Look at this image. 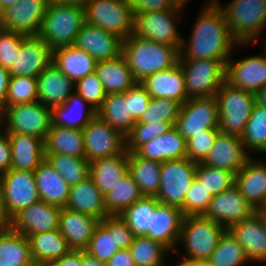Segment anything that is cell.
<instances>
[{
	"label": "cell",
	"mask_w": 266,
	"mask_h": 266,
	"mask_svg": "<svg viewBox=\"0 0 266 266\" xmlns=\"http://www.w3.org/2000/svg\"><path fill=\"white\" fill-rule=\"evenodd\" d=\"M260 212L264 215L266 218V205L260 210Z\"/></svg>",
	"instance_id": "34e18365"
},
{
	"label": "cell",
	"mask_w": 266,
	"mask_h": 266,
	"mask_svg": "<svg viewBox=\"0 0 266 266\" xmlns=\"http://www.w3.org/2000/svg\"><path fill=\"white\" fill-rule=\"evenodd\" d=\"M241 140L245 150L266 154V107L255 103Z\"/></svg>",
	"instance_id": "bcb514c9"
},
{
	"label": "cell",
	"mask_w": 266,
	"mask_h": 266,
	"mask_svg": "<svg viewBox=\"0 0 266 266\" xmlns=\"http://www.w3.org/2000/svg\"><path fill=\"white\" fill-rule=\"evenodd\" d=\"M160 204L154 196H143L126 208L119 216L132 230L135 237L145 236L151 229V211Z\"/></svg>",
	"instance_id": "7bdbcfd3"
},
{
	"label": "cell",
	"mask_w": 266,
	"mask_h": 266,
	"mask_svg": "<svg viewBox=\"0 0 266 266\" xmlns=\"http://www.w3.org/2000/svg\"><path fill=\"white\" fill-rule=\"evenodd\" d=\"M187 141L173 126L159 137L144 143L135 153L147 160L164 162L186 157Z\"/></svg>",
	"instance_id": "f546056e"
},
{
	"label": "cell",
	"mask_w": 266,
	"mask_h": 266,
	"mask_svg": "<svg viewBox=\"0 0 266 266\" xmlns=\"http://www.w3.org/2000/svg\"><path fill=\"white\" fill-rule=\"evenodd\" d=\"M184 217L180 208L160 203L155 211H151V229L145 236L177 253L175 246L179 242Z\"/></svg>",
	"instance_id": "cb8c5ba5"
},
{
	"label": "cell",
	"mask_w": 266,
	"mask_h": 266,
	"mask_svg": "<svg viewBox=\"0 0 266 266\" xmlns=\"http://www.w3.org/2000/svg\"><path fill=\"white\" fill-rule=\"evenodd\" d=\"M74 46L84 50L97 62L122 54V39L102 28L85 23L77 34Z\"/></svg>",
	"instance_id": "603a6c76"
},
{
	"label": "cell",
	"mask_w": 266,
	"mask_h": 266,
	"mask_svg": "<svg viewBox=\"0 0 266 266\" xmlns=\"http://www.w3.org/2000/svg\"><path fill=\"white\" fill-rule=\"evenodd\" d=\"M35 184L41 201L64 208L70 186L45 159L34 171Z\"/></svg>",
	"instance_id": "e575fe53"
},
{
	"label": "cell",
	"mask_w": 266,
	"mask_h": 266,
	"mask_svg": "<svg viewBox=\"0 0 266 266\" xmlns=\"http://www.w3.org/2000/svg\"><path fill=\"white\" fill-rule=\"evenodd\" d=\"M55 263L58 266H82V250H70Z\"/></svg>",
	"instance_id": "be15d7a7"
},
{
	"label": "cell",
	"mask_w": 266,
	"mask_h": 266,
	"mask_svg": "<svg viewBox=\"0 0 266 266\" xmlns=\"http://www.w3.org/2000/svg\"><path fill=\"white\" fill-rule=\"evenodd\" d=\"M256 210L246 201L234 184L232 187L213 196L204 216L227 230L234 224L248 219Z\"/></svg>",
	"instance_id": "e0dca14e"
},
{
	"label": "cell",
	"mask_w": 266,
	"mask_h": 266,
	"mask_svg": "<svg viewBox=\"0 0 266 266\" xmlns=\"http://www.w3.org/2000/svg\"><path fill=\"white\" fill-rule=\"evenodd\" d=\"M228 231L243 247L250 262L266 261V218L260 211L232 225Z\"/></svg>",
	"instance_id": "44dd1931"
},
{
	"label": "cell",
	"mask_w": 266,
	"mask_h": 266,
	"mask_svg": "<svg viewBox=\"0 0 266 266\" xmlns=\"http://www.w3.org/2000/svg\"><path fill=\"white\" fill-rule=\"evenodd\" d=\"M106 266H136L129 249L118 250L107 262Z\"/></svg>",
	"instance_id": "94428289"
},
{
	"label": "cell",
	"mask_w": 266,
	"mask_h": 266,
	"mask_svg": "<svg viewBox=\"0 0 266 266\" xmlns=\"http://www.w3.org/2000/svg\"><path fill=\"white\" fill-rule=\"evenodd\" d=\"M129 173L139 186L143 196H156L159 191L161 162L128 153Z\"/></svg>",
	"instance_id": "60d3db41"
},
{
	"label": "cell",
	"mask_w": 266,
	"mask_h": 266,
	"mask_svg": "<svg viewBox=\"0 0 266 266\" xmlns=\"http://www.w3.org/2000/svg\"><path fill=\"white\" fill-rule=\"evenodd\" d=\"M86 23L85 7L78 4H48L39 37L52 50L73 46Z\"/></svg>",
	"instance_id": "3957f363"
},
{
	"label": "cell",
	"mask_w": 266,
	"mask_h": 266,
	"mask_svg": "<svg viewBox=\"0 0 266 266\" xmlns=\"http://www.w3.org/2000/svg\"><path fill=\"white\" fill-rule=\"evenodd\" d=\"M38 266H58L55 262L42 263Z\"/></svg>",
	"instance_id": "753ad0ef"
},
{
	"label": "cell",
	"mask_w": 266,
	"mask_h": 266,
	"mask_svg": "<svg viewBox=\"0 0 266 266\" xmlns=\"http://www.w3.org/2000/svg\"><path fill=\"white\" fill-rule=\"evenodd\" d=\"M10 76L11 75L9 73V70L5 69L0 65V112L6 106V97H7Z\"/></svg>",
	"instance_id": "6125c7cd"
},
{
	"label": "cell",
	"mask_w": 266,
	"mask_h": 266,
	"mask_svg": "<svg viewBox=\"0 0 266 266\" xmlns=\"http://www.w3.org/2000/svg\"><path fill=\"white\" fill-rule=\"evenodd\" d=\"M1 126L2 125L0 124V175L11 169L12 158L8 133L3 130Z\"/></svg>",
	"instance_id": "91938a15"
},
{
	"label": "cell",
	"mask_w": 266,
	"mask_h": 266,
	"mask_svg": "<svg viewBox=\"0 0 266 266\" xmlns=\"http://www.w3.org/2000/svg\"><path fill=\"white\" fill-rule=\"evenodd\" d=\"M10 224V218L4 206L3 193L0 184V227L8 228Z\"/></svg>",
	"instance_id": "e7e4bbea"
},
{
	"label": "cell",
	"mask_w": 266,
	"mask_h": 266,
	"mask_svg": "<svg viewBox=\"0 0 266 266\" xmlns=\"http://www.w3.org/2000/svg\"><path fill=\"white\" fill-rule=\"evenodd\" d=\"M220 133L218 128L205 130V133L195 134L188 138L186 158L189 160L200 163L208 156L211 147Z\"/></svg>",
	"instance_id": "f5cc1de1"
},
{
	"label": "cell",
	"mask_w": 266,
	"mask_h": 266,
	"mask_svg": "<svg viewBox=\"0 0 266 266\" xmlns=\"http://www.w3.org/2000/svg\"><path fill=\"white\" fill-rule=\"evenodd\" d=\"M184 266H214V265H212L208 260H203V261L191 262L185 264Z\"/></svg>",
	"instance_id": "2644e50d"
},
{
	"label": "cell",
	"mask_w": 266,
	"mask_h": 266,
	"mask_svg": "<svg viewBox=\"0 0 266 266\" xmlns=\"http://www.w3.org/2000/svg\"><path fill=\"white\" fill-rule=\"evenodd\" d=\"M47 162L69 185H75L85 180L89 175V162L61 153L45 154Z\"/></svg>",
	"instance_id": "ee69618b"
},
{
	"label": "cell",
	"mask_w": 266,
	"mask_h": 266,
	"mask_svg": "<svg viewBox=\"0 0 266 266\" xmlns=\"http://www.w3.org/2000/svg\"><path fill=\"white\" fill-rule=\"evenodd\" d=\"M215 97L218 102L219 131L241 137L256 103L254 93L224 82Z\"/></svg>",
	"instance_id": "8992f818"
},
{
	"label": "cell",
	"mask_w": 266,
	"mask_h": 266,
	"mask_svg": "<svg viewBox=\"0 0 266 266\" xmlns=\"http://www.w3.org/2000/svg\"><path fill=\"white\" fill-rule=\"evenodd\" d=\"M266 46V43H265ZM264 53L226 63L225 82L230 86L256 93L266 85V47Z\"/></svg>",
	"instance_id": "ac0fdd59"
},
{
	"label": "cell",
	"mask_w": 266,
	"mask_h": 266,
	"mask_svg": "<svg viewBox=\"0 0 266 266\" xmlns=\"http://www.w3.org/2000/svg\"><path fill=\"white\" fill-rule=\"evenodd\" d=\"M221 8L238 44H250L261 37L266 27V0H232Z\"/></svg>",
	"instance_id": "5b68a950"
},
{
	"label": "cell",
	"mask_w": 266,
	"mask_h": 266,
	"mask_svg": "<svg viewBox=\"0 0 266 266\" xmlns=\"http://www.w3.org/2000/svg\"><path fill=\"white\" fill-rule=\"evenodd\" d=\"M96 63L92 56L74 45L52 50V64L74 82L95 72Z\"/></svg>",
	"instance_id": "d590c367"
},
{
	"label": "cell",
	"mask_w": 266,
	"mask_h": 266,
	"mask_svg": "<svg viewBox=\"0 0 266 266\" xmlns=\"http://www.w3.org/2000/svg\"><path fill=\"white\" fill-rule=\"evenodd\" d=\"M38 101V78L10 76L6 106Z\"/></svg>",
	"instance_id": "681fc988"
},
{
	"label": "cell",
	"mask_w": 266,
	"mask_h": 266,
	"mask_svg": "<svg viewBox=\"0 0 266 266\" xmlns=\"http://www.w3.org/2000/svg\"><path fill=\"white\" fill-rule=\"evenodd\" d=\"M181 10L170 9L159 12L134 13V34L157 43L181 47L183 38L178 33L175 24L179 19Z\"/></svg>",
	"instance_id": "4fadbf2b"
},
{
	"label": "cell",
	"mask_w": 266,
	"mask_h": 266,
	"mask_svg": "<svg viewBox=\"0 0 266 266\" xmlns=\"http://www.w3.org/2000/svg\"><path fill=\"white\" fill-rule=\"evenodd\" d=\"M195 178L212 197L235 184V174L233 172L210 167L202 162L197 163Z\"/></svg>",
	"instance_id": "c3c4849f"
},
{
	"label": "cell",
	"mask_w": 266,
	"mask_h": 266,
	"mask_svg": "<svg viewBox=\"0 0 266 266\" xmlns=\"http://www.w3.org/2000/svg\"><path fill=\"white\" fill-rule=\"evenodd\" d=\"M95 73L107 94L124 93L138 83L123 54L114 59L98 61Z\"/></svg>",
	"instance_id": "836d02e7"
},
{
	"label": "cell",
	"mask_w": 266,
	"mask_h": 266,
	"mask_svg": "<svg viewBox=\"0 0 266 266\" xmlns=\"http://www.w3.org/2000/svg\"><path fill=\"white\" fill-rule=\"evenodd\" d=\"M60 212L61 208L40 200L16 213L10 219L9 227L26 237L54 231L59 228Z\"/></svg>",
	"instance_id": "d6986e66"
},
{
	"label": "cell",
	"mask_w": 266,
	"mask_h": 266,
	"mask_svg": "<svg viewBox=\"0 0 266 266\" xmlns=\"http://www.w3.org/2000/svg\"><path fill=\"white\" fill-rule=\"evenodd\" d=\"M55 153L85 159L83 131L51 126L44 140V154Z\"/></svg>",
	"instance_id": "74e56055"
},
{
	"label": "cell",
	"mask_w": 266,
	"mask_h": 266,
	"mask_svg": "<svg viewBox=\"0 0 266 266\" xmlns=\"http://www.w3.org/2000/svg\"><path fill=\"white\" fill-rule=\"evenodd\" d=\"M172 127L168 122H156L152 124L136 122L130 132L125 136V149L128 153H134L144 143L159 137Z\"/></svg>",
	"instance_id": "816d5d0a"
},
{
	"label": "cell",
	"mask_w": 266,
	"mask_h": 266,
	"mask_svg": "<svg viewBox=\"0 0 266 266\" xmlns=\"http://www.w3.org/2000/svg\"><path fill=\"white\" fill-rule=\"evenodd\" d=\"M134 237L132 230L119 215H108L95 227L85 251L106 263L118 250L128 249Z\"/></svg>",
	"instance_id": "8fae6325"
},
{
	"label": "cell",
	"mask_w": 266,
	"mask_h": 266,
	"mask_svg": "<svg viewBox=\"0 0 266 266\" xmlns=\"http://www.w3.org/2000/svg\"><path fill=\"white\" fill-rule=\"evenodd\" d=\"M189 39L187 43L183 39L179 59L229 60L233 45H248L238 44L232 37L218 0L204 5Z\"/></svg>",
	"instance_id": "6da1fadb"
},
{
	"label": "cell",
	"mask_w": 266,
	"mask_h": 266,
	"mask_svg": "<svg viewBox=\"0 0 266 266\" xmlns=\"http://www.w3.org/2000/svg\"><path fill=\"white\" fill-rule=\"evenodd\" d=\"M87 0H47L48 4H78L85 6Z\"/></svg>",
	"instance_id": "a7ac6f4b"
},
{
	"label": "cell",
	"mask_w": 266,
	"mask_h": 266,
	"mask_svg": "<svg viewBox=\"0 0 266 266\" xmlns=\"http://www.w3.org/2000/svg\"><path fill=\"white\" fill-rule=\"evenodd\" d=\"M18 1L19 0H0V11L2 12L4 9Z\"/></svg>",
	"instance_id": "89a4df30"
},
{
	"label": "cell",
	"mask_w": 266,
	"mask_h": 266,
	"mask_svg": "<svg viewBox=\"0 0 266 266\" xmlns=\"http://www.w3.org/2000/svg\"><path fill=\"white\" fill-rule=\"evenodd\" d=\"M37 78L38 101L46 107L63 105L75 92V82L52 63Z\"/></svg>",
	"instance_id": "83f0119b"
},
{
	"label": "cell",
	"mask_w": 266,
	"mask_h": 266,
	"mask_svg": "<svg viewBox=\"0 0 266 266\" xmlns=\"http://www.w3.org/2000/svg\"><path fill=\"white\" fill-rule=\"evenodd\" d=\"M4 119V120H3ZM8 134H24L45 140L51 127V108L40 101L5 106L0 112V124Z\"/></svg>",
	"instance_id": "9c48e42d"
},
{
	"label": "cell",
	"mask_w": 266,
	"mask_h": 266,
	"mask_svg": "<svg viewBox=\"0 0 266 266\" xmlns=\"http://www.w3.org/2000/svg\"><path fill=\"white\" fill-rule=\"evenodd\" d=\"M254 95L256 104L266 107V85Z\"/></svg>",
	"instance_id": "003e7915"
},
{
	"label": "cell",
	"mask_w": 266,
	"mask_h": 266,
	"mask_svg": "<svg viewBox=\"0 0 266 266\" xmlns=\"http://www.w3.org/2000/svg\"><path fill=\"white\" fill-rule=\"evenodd\" d=\"M235 185L246 201L260 211L266 205V164L250 157L235 174Z\"/></svg>",
	"instance_id": "484cf974"
},
{
	"label": "cell",
	"mask_w": 266,
	"mask_h": 266,
	"mask_svg": "<svg viewBox=\"0 0 266 266\" xmlns=\"http://www.w3.org/2000/svg\"><path fill=\"white\" fill-rule=\"evenodd\" d=\"M217 59H179L184 72L187 100L216 96L225 82L226 63Z\"/></svg>",
	"instance_id": "ba28073f"
},
{
	"label": "cell",
	"mask_w": 266,
	"mask_h": 266,
	"mask_svg": "<svg viewBox=\"0 0 266 266\" xmlns=\"http://www.w3.org/2000/svg\"><path fill=\"white\" fill-rule=\"evenodd\" d=\"M226 231L224 226L204 215L185 216L179 241H182L188 256L183 255L184 259L179 265L209 260Z\"/></svg>",
	"instance_id": "277c9868"
},
{
	"label": "cell",
	"mask_w": 266,
	"mask_h": 266,
	"mask_svg": "<svg viewBox=\"0 0 266 266\" xmlns=\"http://www.w3.org/2000/svg\"><path fill=\"white\" fill-rule=\"evenodd\" d=\"M99 220L87 214L61 208L59 231L71 250H86Z\"/></svg>",
	"instance_id": "4316f807"
},
{
	"label": "cell",
	"mask_w": 266,
	"mask_h": 266,
	"mask_svg": "<svg viewBox=\"0 0 266 266\" xmlns=\"http://www.w3.org/2000/svg\"><path fill=\"white\" fill-rule=\"evenodd\" d=\"M82 266H106V263L99 261L85 250H82Z\"/></svg>",
	"instance_id": "03108f58"
},
{
	"label": "cell",
	"mask_w": 266,
	"mask_h": 266,
	"mask_svg": "<svg viewBox=\"0 0 266 266\" xmlns=\"http://www.w3.org/2000/svg\"><path fill=\"white\" fill-rule=\"evenodd\" d=\"M65 207L92 216L99 221L108 216L104 195L90 176L78 184L70 186Z\"/></svg>",
	"instance_id": "f1b7e54d"
},
{
	"label": "cell",
	"mask_w": 266,
	"mask_h": 266,
	"mask_svg": "<svg viewBox=\"0 0 266 266\" xmlns=\"http://www.w3.org/2000/svg\"><path fill=\"white\" fill-rule=\"evenodd\" d=\"M47 0H19L1 12V27L27 36H38Z\"/></svg>",
	"instance_id": "2e32d148"
},
{
	"label": "cell",
	"mask_w": 266,
	"mask_h": 266,
	"mask_svg": "<svg viewBox=\"0 0 266 266\" xmlns=\"http://www.w3.org/2000/svg\"><path fill=\"white\" fill-rule=\"evenodd\" d=\"M128 2L132 5L134 13L179 9L174 7L170 0H128Z\"/></svg>",
	"instance_id": "680465c9"
},
{
	"label": "cell",
	"mask_w": 266,
	"mask_h": 266,
	"mask_svg": "<svg viewBox=\"0 0 266 266\" xmlns=\"http://www.w3.org/2000/svg\"><path fill=\"white\" fill-rule=\"evenodd\" d=\"M180 49L138 37L134 33L122 40V54L138 83L147 76L176 66Z\"/></svg>",
	"instance_id": "7a4b0ae2"
},
{
	"label": "cell",
	"mask_w": 266,
	"mask_h": 266,
	"mask_svg": "<svg viewBox=\"0 0 266 266\" xmlns=\"http://www.w3.org/2000/svg\"><path fill=\"white\" fill-rule=\"evenodd\" d=\"M250 157L240 136L220 132L202 163L236 174Z\"/></svg>",
	"instance_id": "7402d4cb"
},
{
	"label": "cell",
	"mask_w": 266,
	"mask_h": 266,
	"mask_svg": "<svg viewBox=\"0 0 266 266\" xmlns=\"http://www.w3.org/2000/svg\"><path fill=\"white\" fill-rule=\"evenodd\" d=\"M136 266H165L164 255L168 248L146 236L134 237L128 248Z\"/></svg>",
	"instance_id": "f6af8a7d"
},
{
	"label": "cell",
	"mask_w": 266,
	"mask_h": 266,
	"mask_svg": "<svg viewBox=\"0 0 266 266\" xmlns=\"http://www.w3.org/2000/svg\"><path fill=\"white\" fill-rule=\"evenodd\" d=\"M52 63V49L39 36H27L8 69L11 76L37 78Z\"/></svg>",
	"instance_id": "ffe728a7"
},
{
	"label": "cell",
	"mask_w": 266,
	"mask_h": 266,
	"mask_svg": "<svg viewBox=\"0 0 266 266\" xmlns=\"http://www.w3.org/2000/svg\"><path fill=\"white\" fill-rule=\"evenodd\" d=\"M11 145V169L32 171L45 160L44 140L32 135L8 134Z\"/></svg>",
	"instance_id": "1f68e13d"
},
{
	"label": "cell",
	"mask_w": 266,
	"mask_h": 266,
	"mask_svg": "<svg viewBox=\"0 0 266 266\" xmlns=\"http://www.w3.org/2000/svg\"><path fill=\"white\" fill-rule=\"evenodd\" d=\"M125 93L127 94L129 115H132L133 119L138 122L146 111L151 96L139 83Z\"/></svg>",
	"instance_id": "6f0895ef"
},
{
	"label": "cell",
	"mask_w": 266,
	"mask_h": 266,
	"mask_svg": "<svg viewBox=\"0 0 266 266\" xmlns=\"http://www.w3.org/2000/svg\"><path fill=\"white\" fill-rule=\"evenodd\" d=\"M27 239L32 260L36 266L42 263L55 262L71 250L59 229L32 234Z\"/></svg>",
	"instance_id": "8d00e7d4"
},
{
	"label": "cell",
	"mask_w": 266,
	"mask_h": 266,
	"mask_svg": "<svg viewBox=\"0 0 266 266\" xmlns=\"http://www.w3.org/2000/svg\"><path fill=\"white\" fill-rule=\"evenodd\" d=\"M97 115L124 137L136 124L132 115H129L127 94L125 92L107 94L102 106L97 110Z\"/></svg>",
	"instance_id": "ab89813d"
},
{
	"label": "cell",
	"mask_w": 266,
	"mask_h": 266,
	"mask_svg": "<svg viewBox=\"0 0 266 266\" xmlns=\"http://www.w3.org/2000/svg\"><path fill=\"white\" fill-rule=\"evenodd\" d=\"M197 163L182 158L161 162L159 191L155 196L161 204L182 210L186 192L195 179Z\"/></svg>",
	"instance_id": "30bf717a"
},
{
	"label": "cell",
	"mask_w": 266,
	"mask_h": 266,
	"mask_svg": "<svg viewBox=\"0 0 266 266\" xmlns=\"http://www.w3.org/2000/svg\"><path fill=\"white\" fill-rule=\"evenodd\" d=\"M90 177L103 195L129 173L128 152L96 159L89 163Z\"/></svg>",
	"instance_id": "d6a6232c"
},
{
	"label": "cell",
	"mask_w": 266,
	"mask_h": 266,
	"mask_svg": "<svg viewBox=\"0 0 266 266\" xmlns=\"http://www.w3.org/2000/svg\"><path fill=\"white\" fill-rule=\"evenodd\" d=\"M212 195L195 178L185 195L183 204L184 216L204 215L207 211Z\"/></svg>",
	"instance_id": "db71d44e"
},
{
	"label": "cell",
	"mask_w": 266,
	"mask_h": 266,
	"mask_svg": "<svg viewBox=\"0 0 266 266\" xmlns=\"http://www.w3.org/2000/svg\"><path fill=\"white\" fill-rule=\"evenodd\" d=\"M143 197L139 186L128 173L104 195V203L108 215H120L126 208Z\"/></svg>",
	"instance_id": "b9f144b4"
},
{
	"label": "cell",
	"mask_w": 266,
	"mask_h": 266,
	"mask_svg": "<svg viewBox=\"0 0 266 266\" xmlns=\"http://www.w3.org/2000/svg\"><path fill=\"white\" fill-rule=\"evenodd\" d=\"M208 261L214 266H243L250 262L243 247L228 230Z\"/></svg>",
	"instance_id": "7dc6e473"
},
{
	"label": "cell",
	"mask_w": 266,
	"mask_h": 266,
	"mask_svg": "<svg viewBox=\"0 0 266 266\" xmlns=\"http://www.w3.org/2000/svg\"><path fill=\"white\" fill-rule=\"evenodd\" d=\"M27 37L19 32L0 30V65L9 69L14 64L15 55L18 54L23 40Z\"/></svg>",
	"instance_id": "9f6ffc18"
},
{
	"label": "cell",
	"mask_w": 266,
	"mask_h": 266,
	"mask_svg": "<svg viewBox=\"0 0 266 266\" xmlns=\"http://www.w3.org/2000/svg\"><path fill=\"white\" fill-rule=\"evenodd\" d=\"M139 84L152 98L173 99L181 105L187 100L184 72L179 64L147 76Z\"/></svg>",
	"instance_id": "d4e9b609"
},
{
	"label": "cell",
	"mask_w": 266,
	"mask_h": 266,
	"mask_svg": "<svg viewBox=\"0 0 266 266\" xmlns=\"http://www.w3.org/2000/svg\"><path fill=\"white\" fill-rule=\"evenodd\" d=\"M0 266H36L27 237L10 227L0 230Z\"/></svg>",
	"instance_id": "f35d334b"
},
{
	"label": "cell",
	"mask_w": 266,
	"mask_h": 266,
	"mask_svg": "<svg viewBox=\"0 0 266 266\" xmlns=\"http://www.w3.org/2000/svg\"><path fill=\"white\" fill-rule=\"evenodd\" d=\"M89 105L79 94L72 93L63 105L51 108V126L83 130L97 115Z\"/></svg>",
	"instance_id": "4dcf8cb0"
},
{
	"label": "cell",
	"mask_w": 266,
	"mask_h": 266,
	"mask_svg": "<svg viewBox=\"0 0 266 266\" xmlns=\"http://www.w3.org/2000/svg\"><path fill=\"white\" fill-rule=\"evenodd\" d=\"M181 104L173 99L152 98L146 111L137 123L152 124L156 122H168L175 126Z\"/></svg>",
	"instance_id": "f907efd6"
},
{
	"label": "cell",
	"mask_w": 266,
	"mask_h": 266,
	"mask_svg": "<svg viewBox=\"0 0 266 266\" xmlns=\"http://www.w3.org/2000/svg\"><path fill=\"white\" fill-rule=\"evenodd\" d=\"M189 0H170V2L172 3V5L174 7H177L179 9H182L183 6H185V3L188 2Z\"/></svg>",
	"instance_id": "8c879c8a"
},
{
	"label": "cell",
	"mask_w": 266,
	"mask_h": 266,
	"mask_svg": "<svg viewBox=\"0 0 266 266\" xmlns=\"http://www.w3.org/2000/svg\"><path fill=\"white\" fill-rule=\"evenodd\" d=\"M85 159L90 163L96 159L123 153L125 137L96 115L82 130Z\"/></svg>",
	"instance_id": "9a60e30c"
},
{
	"label": "cell",
	"mask_w": 266,
	"mask_h": 266,
	"mask_svg": "<svg viewBox=\"0 0 266 266\" xmlns=\"http://www.w3.org/2000/svg\"><path fill=\"white\" fill-rule=\"evenodd\" d=\"M218 102L215 96L191 98L180 107L175 127L187 140L205 130L218 128Z\"/></svg>",
	"instance_id": "7c38bea8"
},
{
	"label": "cell",
	"mask_w": 266,
	"mask_h": 266,
	"mask_svg": "<svg viewBox=\"0 0 266 266\" xmlns=\"http://www.w3.org/2000/svg\"><path fill=\"white\" fill-rule=\"evenodd\" d=\"M0 184L10 219L22 209L40 201L32 171L10 169L0 175Z\"/></svg>",
	"instance_id": "5bb4252c"
},
{
	"label": "cell",
	"mask_w": 266,
	"mask_h": 266,
	"mask_svg": "<svg viewBox=\"0 0 266 266\" xmlns=\"http://www.w3.org/2000/svg\"><path fill=\"white\" fill-rule=\"evenodd\" d=\"M75 92L98 110L107 95L95 72L75 82Z\"/></svg>",
	"instance_id": "11a10c76"
},
{
	"label": "cell",
	"mask_w": 266,
	"mask_h": 266,
	"mask_svg": "<svg viewBox=\"0 0 266 266\" xmlns=\"http://www.w3.org/2000/svg\"><path fill=\"white\" fill-rule=\"evenodd\" d=\"M86 23L125 40L134 33L135 14L128 0H87Z\"/></svg>",
	"instance_id": "52a82bcc"
}]
</instances>
